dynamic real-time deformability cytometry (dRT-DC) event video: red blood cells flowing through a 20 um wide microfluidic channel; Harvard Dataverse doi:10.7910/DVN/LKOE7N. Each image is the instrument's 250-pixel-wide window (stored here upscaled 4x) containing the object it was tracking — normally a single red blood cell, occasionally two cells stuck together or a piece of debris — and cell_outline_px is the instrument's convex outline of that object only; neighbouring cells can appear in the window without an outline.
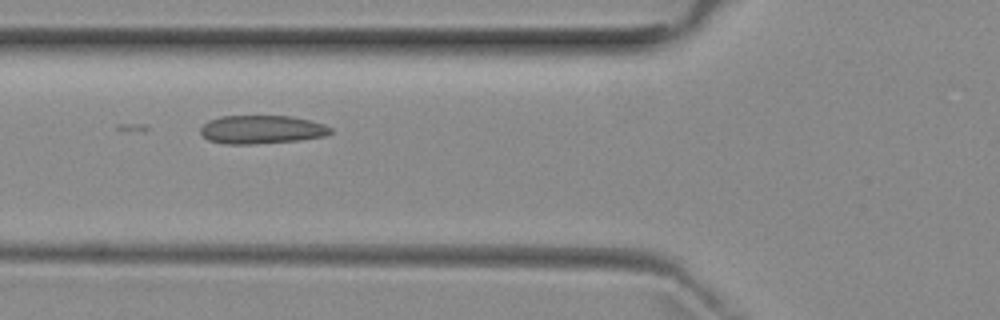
{"species": "common noctule bat (a hibernating species)", "species_latin": "Nyctalus noctula", "temperature_condition": "room temperature", "stored_images_in_passage": 4, "camera_frame_rate_fps": 3000, "um_per_image_px": 0.085, "animal": {"sex": "female", "body_mass_g": 29.2, "forearm_length_mm": 56.3}, "frame": {"image": 1, "passage_image": 3, "time_ms": 2.333, "image_size_px": [1000, 320], "cell_outline_px": [[332, 132], [324, 136], [300, 140], [248, 144], [224, 144], [208, 140], [200, 132], [200, 128], [208, 120], [220, 116], [292, 116], [324, 124], [332, 128]], "centroid_in_image_um": [22.22, 11.01], "position_along_channel_um": 103.6, "area_um2": 21.5}}
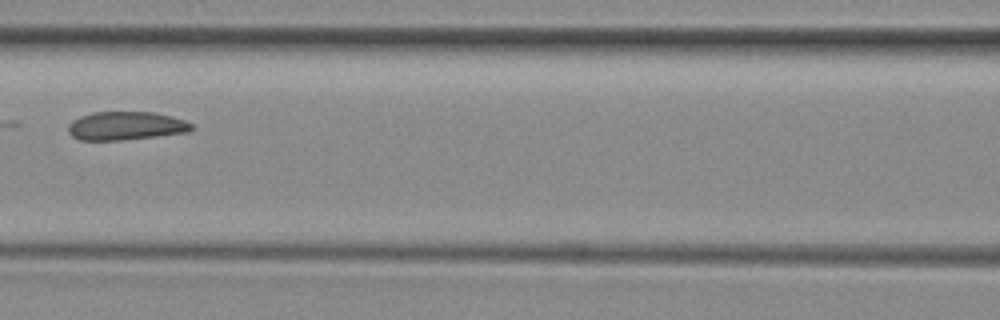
{"frame": {"image": 2, "passage_image": 4, "time_ms": 3.667, "image_size_px": [1000, 320], "cell_outline_px": [[196, 128], [188, 132], [156, 136], [120, 140], [80, 140], [72, 136], [68, 132], [68, 124], [72, 120], [80, 116], [92, 112], [156, 112], [172, 116], [184, 120], [192, 124]], "centroid_in_image_um": [10.7, 10.69], "position_along_channel_um": 155.9, "area_um2": 20.58}}